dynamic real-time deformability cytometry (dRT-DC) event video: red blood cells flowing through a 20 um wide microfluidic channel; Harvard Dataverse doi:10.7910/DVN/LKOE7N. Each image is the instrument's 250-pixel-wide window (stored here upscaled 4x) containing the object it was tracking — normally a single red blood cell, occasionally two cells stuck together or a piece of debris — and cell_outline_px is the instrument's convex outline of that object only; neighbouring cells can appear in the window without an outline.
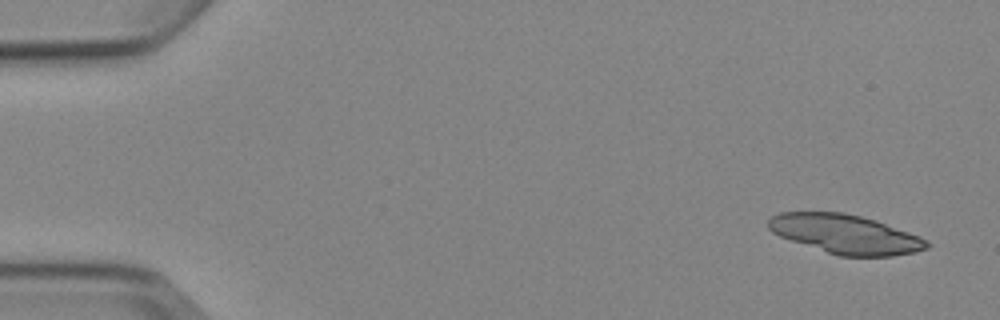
{"species": "Egyptian fruit bat (a non-hibernating species)", "species_latin": "Rousettus aegyptiacus", "temperature_condition": "cold", "stored_images_in_passage": 4, "camera_frame_rate_fps": 3000, "um_per_image_px": 0.085, "animal": {"sex": "female"}, "frame": {"image": 1, "passage_image": 1, "time_ms": 0.0, "image_size_px": [1000, 320], "cell_outline_px": [[932, 244], [928, 248], [916, 252], [892, 256], [840, 256], [780, 236], [772, 232], [768, 228], [768, 220], [772, 216], [780, 212], [844, 212], [876, 220], [920, 236], [928, 240]], "centroid_in_image_um": [71.91, 19.89], "position_along_channel_um": 13.1, "area_um2": 35.95}}